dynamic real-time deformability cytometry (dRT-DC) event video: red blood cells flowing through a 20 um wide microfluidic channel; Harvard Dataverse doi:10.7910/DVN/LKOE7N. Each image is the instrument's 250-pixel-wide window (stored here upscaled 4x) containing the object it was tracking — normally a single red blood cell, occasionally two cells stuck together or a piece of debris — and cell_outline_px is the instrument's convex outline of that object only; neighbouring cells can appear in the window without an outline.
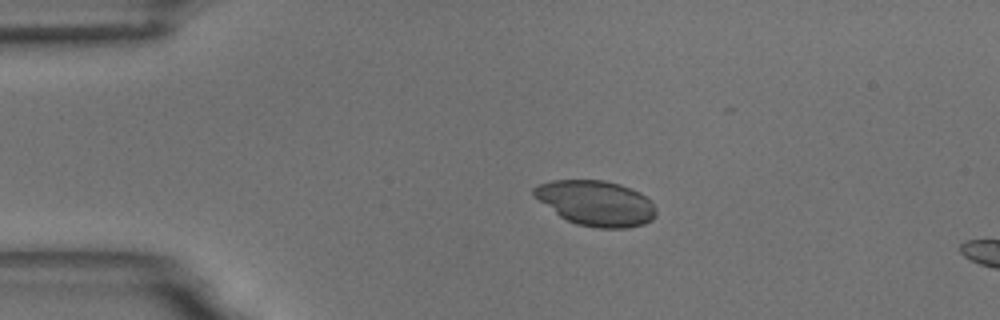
{"species": "common noctule bat (a hibernating species)", "species_latin": "Nyctalus noctula", "temperature_condition": "room temperature", "stored_images_in_passage": 6, "camera_frame_rate_fps": 3000, "um_per_image_px": 0.085, "animal": {"sex": "male", "body_mass_g": 18.8}, "frame": {"image": 1, "passage_image": 1, "time_ms": 0.0, "image_size_px": [1000, 320], "cell_outline_px": [[656, 216], [652, 220], [644, 224], [628, 228], [600, 228], [576, 224], [560, 216], [532, 196], [532, 188], [540, 184], [552, 180], [604, 180], [620, 184], [640, 192], [656, 208]], "centroid_in_image_um": [50.64, 17.27], "position_along_channel_um": 34.4, "area_um2": 32.19}}